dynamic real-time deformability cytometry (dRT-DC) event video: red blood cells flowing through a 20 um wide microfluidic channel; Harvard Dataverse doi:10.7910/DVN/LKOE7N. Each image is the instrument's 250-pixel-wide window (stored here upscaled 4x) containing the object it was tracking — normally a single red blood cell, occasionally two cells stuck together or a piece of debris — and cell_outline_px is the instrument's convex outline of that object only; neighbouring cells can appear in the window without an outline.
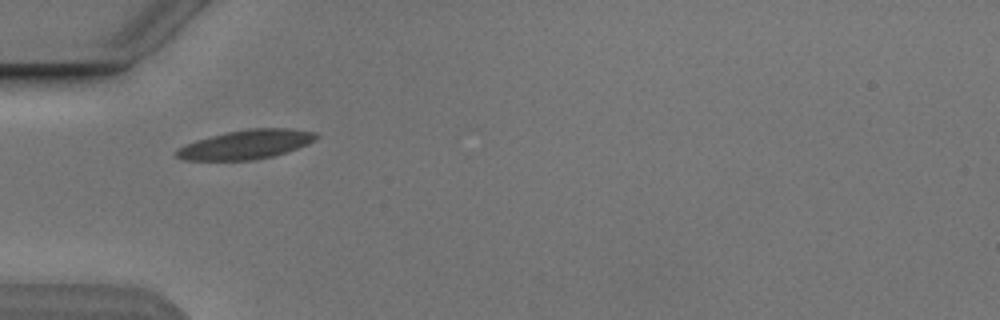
{"species": "Egyptian fruit bat (a non-hibernating species)", "species_latin": "Rousettus aegyptiacus", "temperature_condition": "cold", "stored_images_in_passage": 6, "camera_frame_rate_fps": 3000, "um_per_image_px": 0.085, "animal": {"sex": "male"}, "frame": {"image": 1, "passage_image": 1, "time_ms": 0.0, "image_size_px": [1000, 320], "cell_outline_px": [[320, 136], [308, 144], [272, 156], [252, 160], [184, 160], [176, 156], [176, 152], [180, 148], [196, 140], [228, 132], [252, 128], [292, 128], [316, 132]], "centroid_in_image_um": [20.97, 12.27], "position_along_channel_um": 64.0, "area_um2": 23.35}}
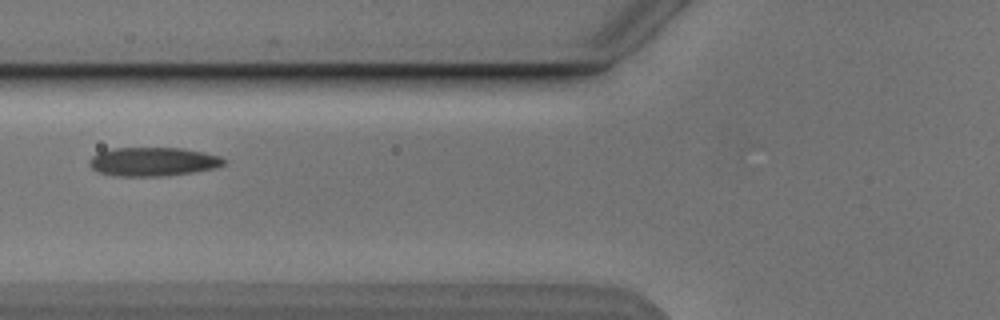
{"frame": {"image": 2, "passage_image": 2, "time_ms": 1.333, "image_size_px": [1000, 320], "cell_outline_px": [[228, 160], [224, 164], [216, 168], [192, 172], [160, 176], [116, 176], [96, 172], [88, 164], [88, 160], [92, 156], [100, 152], [112, 148], [184, 148], [204, 152], [220, 156]], "centroid_in_image_um": [13.0, 13.74], "position_along_channel_um": 112.8, "area_um2": 22.72}}
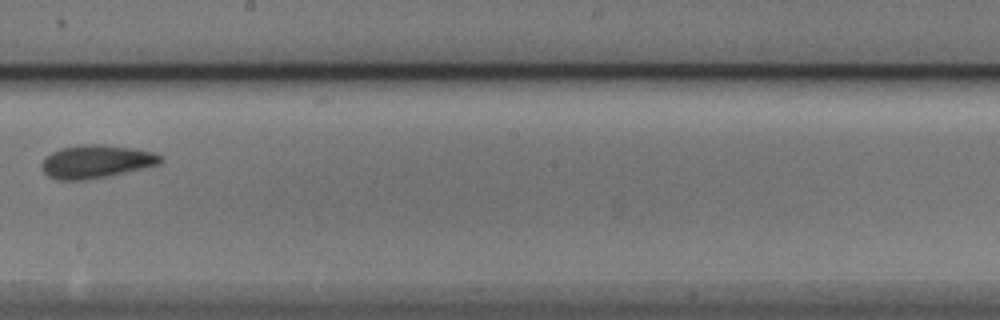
{"frame": {"image": 3, "passage_image": 5, "time_ms": 4.667, "image_size_px": [1000, 320], "cell_outline_px": [[164, 160], [160, 164], [144, 168], [108, 176], [88, 180], [56, 180], [48, 176], [40, 168], [40, 164], [52, 152], [60, 148], [84, 144], [104, 144], [132, 148], [152, 152], [164, 156]], "centroid_in_image_um": [8.19, 13.74], "position_along_channel_um": 240.0, "area_um2": 23.12}}